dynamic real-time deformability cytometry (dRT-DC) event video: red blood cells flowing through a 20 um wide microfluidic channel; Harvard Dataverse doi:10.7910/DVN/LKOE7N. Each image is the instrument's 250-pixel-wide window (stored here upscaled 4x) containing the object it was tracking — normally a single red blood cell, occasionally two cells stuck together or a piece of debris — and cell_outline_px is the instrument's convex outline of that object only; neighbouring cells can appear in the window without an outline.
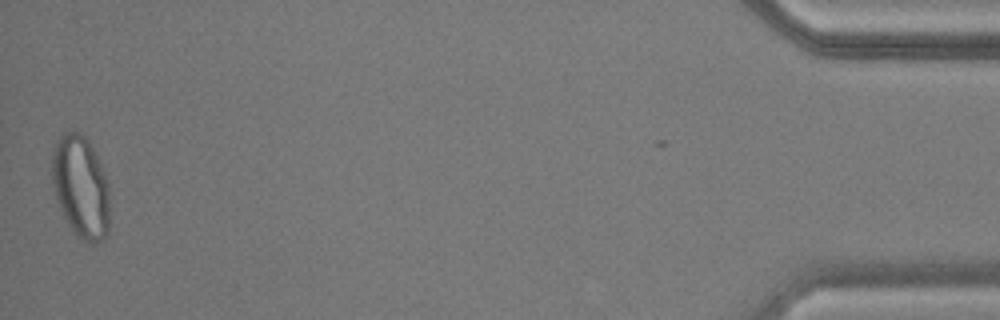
{"species": "common noctule bat (a hibernating species)", "species_latin": "Nyctalus noctula", "temperature_condition": "warm", "stored_images_in_passage": 53, "camera_frame_rate_fps": 3000, "um_per_image_px": 0.085, "animal": {"sex": "male", "body_mass_g": 17.9, "forearm_length_mm": 54.2}, "frame": {"image": 1, "passage_image": 53, "time_ms": 17.333, "image_size_px": [1000, 320], "cell_outline_px": [[108, 236], [104, 240], [96, 244], [92, 244], [76, 236], [72, 232], [60, 208], [52, 184], [52, 156], [56, 140], [68, 128], [72, 128], [80, 132], [88, 140], [108, 180]], "centroid_in_image_um": [6.86, 15.88], "position_along_channel_um": 428.3, "area_um2": 34.74}}